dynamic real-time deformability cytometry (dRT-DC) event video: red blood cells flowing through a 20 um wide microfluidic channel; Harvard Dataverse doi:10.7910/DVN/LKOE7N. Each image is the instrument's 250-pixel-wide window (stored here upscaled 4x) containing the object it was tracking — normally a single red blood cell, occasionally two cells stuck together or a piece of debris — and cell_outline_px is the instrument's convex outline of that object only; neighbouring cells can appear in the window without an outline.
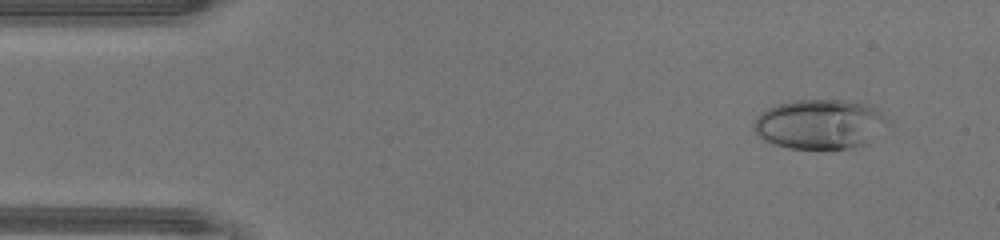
{"species": "human", "species_latin": "Homo sapiens", "temperature_condition": "warm", "stored_images_in_passage": 44, "camera_frame_rate_fps": 3000, "um_per_image_px": 0.085, "donor": {"sex": "male"}, "frame": {"image": 1, "passage_image": 4, "time_ms": 1.0, "image_size_px": [1000, 240], "cell_outline_px": [[884, 120], [864, 144], [852, 148], [788, 148], [776, 144], [760, 136], [752, 128], [752, 124], [756, 116], [760, 112], [768, 108], [780, 104], [796, 100], [844, 100], [860, 104], [872, 108], [880, 112]], "centroid_in_image_um": [69.52, 10.54], "position_along_channel_um": 15.5, "area_um2": 37.17}}
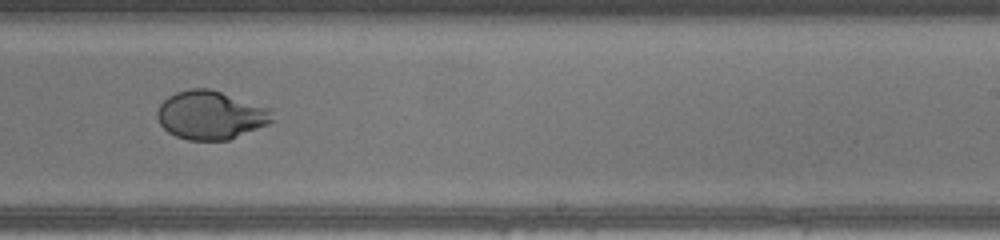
{"frame": {"image": 2, "passage_image": 27, "time_ms": 8.667, "image_size_px": [1000, 240], "cell_outline_px": [[272, 120], [268, 124], [228, 140], [188, 140], [176, 136], [168, 132], [160, 124], [156, 116], [156, 112], [160, 104], [168, 96], [176, 92], [192, 88], [208, 88], [272, 108]], "centroid_in_image_um": [17.89, 9.78], "position_along_channel_um": 271.1, "area_um2": 32.48}}
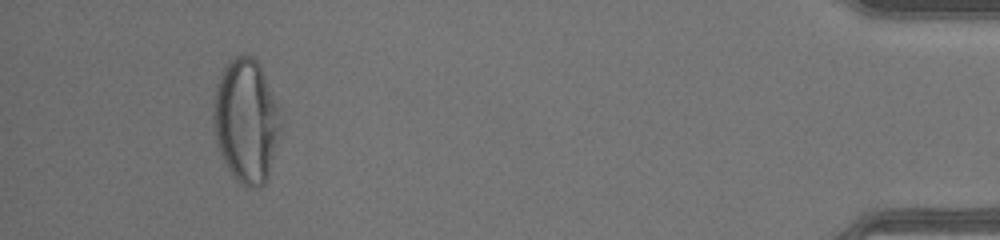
{"frame": {"image": 3, "passage_image": 41, "time_ms": 13.333, "image_size_px": [1000, 240], "cell_outline_px": [[280, 136], [268, 176], [264, 184], [260, 188], [248, 188], [240, 184], [236, 180], [228, 168], [220, 152], [216, 140], [216, 88], [224, 68], [232, 56], [252, 56], [260, 64], [280, 112]], "centroid_in_image_um": [20.97, 10.31], "position_along_channel_um": 414.2, "area_um2": 47.57}}